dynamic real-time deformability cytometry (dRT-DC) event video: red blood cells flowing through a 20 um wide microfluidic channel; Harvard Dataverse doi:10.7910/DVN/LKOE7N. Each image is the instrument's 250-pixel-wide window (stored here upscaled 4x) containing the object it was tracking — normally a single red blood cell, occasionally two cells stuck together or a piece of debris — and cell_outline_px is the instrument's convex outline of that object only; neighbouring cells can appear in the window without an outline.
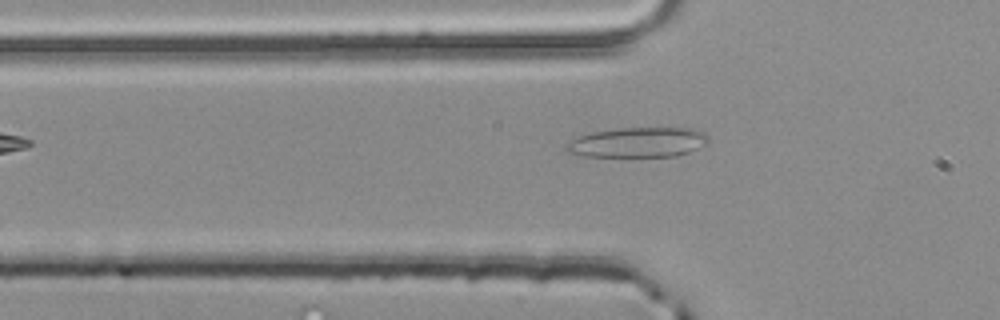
{"species": "common noctule bat (a hibernating species)", "species_latin": "Nyctalus noctula", "temperature_condition": "room temperature", "stored_images_in_passage": 4, "camera_frame_rate_fps": 3000, "um_per_image_px": 0.085, "animal": {"sex": "male", "body_mass_g": 20.4}, "frame": {"image": 1, "passage_image": 4, "time_ms": 1.0, "image_size_px": [1000, 320], "cell_outline_px": [[708, 140], [704, 144], [688, 152], [676, 156], [584, 156], [568, 152], [564, 148], [564, 144], [580, 136], [592, 132], [616, 128], [692, 128], [704, 132], [708, 136]], "centroid_in_image_um": [54.19, 12.09], "position_along_channel_um": 71.6, "area_um2": 24.62}}